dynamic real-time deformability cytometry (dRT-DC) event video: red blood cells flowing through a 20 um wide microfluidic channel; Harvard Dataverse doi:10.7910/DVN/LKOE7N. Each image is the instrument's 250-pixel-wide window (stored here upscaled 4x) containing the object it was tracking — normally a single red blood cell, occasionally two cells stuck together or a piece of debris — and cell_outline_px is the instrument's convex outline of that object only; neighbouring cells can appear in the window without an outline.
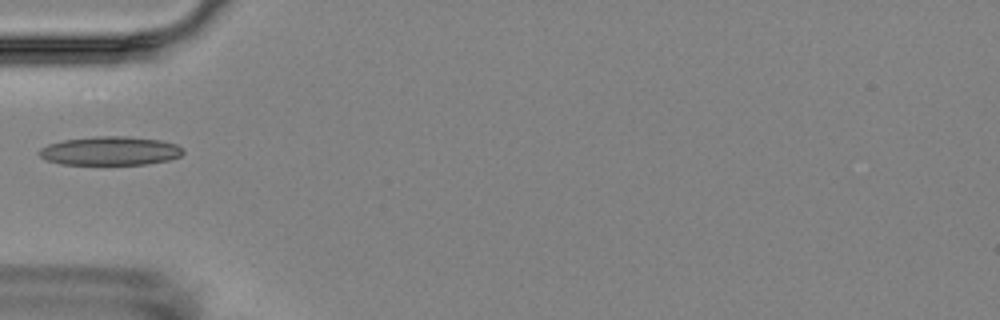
{"species": "Egyptian fruit bat (a non-hibernating species)", "species_latin": "Rousettus aegyptiacus", "temperature_condition": "room temperature", "stored_images_in_passage": 5, "camera_frame_rate_fps": 3000, "um_per_image_px": 0.085, "animal": {"sex": "female"}, "frame": {"image": 1, "passage_image": 5, "time_ms": 5.0, "image_size_px": [1000, 320], "cell_outline_px": [[184, 152], [180, 156], [168, 160], [148, 164], [60, 164], [44, 160], [36, 152], [40, 148], [48, 144], [64, 140], [92, 136], [128, 136], [160, 140], [176, 144], [184, 148]], "centroid_in_image_um": [9.34, 12.82], "position_along_channel_um": 75.7, "area_um2": 24.33}}